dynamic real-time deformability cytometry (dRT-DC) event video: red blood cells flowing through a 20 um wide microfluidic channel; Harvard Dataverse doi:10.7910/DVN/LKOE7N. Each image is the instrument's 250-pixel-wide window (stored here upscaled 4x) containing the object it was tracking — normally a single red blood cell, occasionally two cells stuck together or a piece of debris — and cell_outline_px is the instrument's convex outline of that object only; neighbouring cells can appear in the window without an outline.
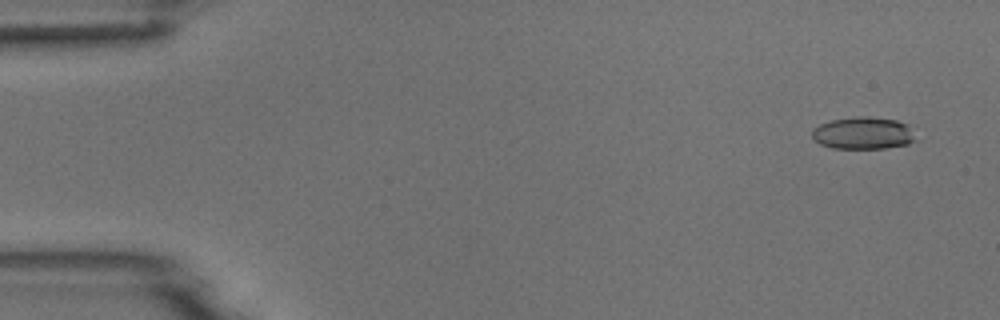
{"species": "common noctule bat (a hibernating species)", "species_latin": "Nyctalus noctula", "temperature_condition": "room temperature", "stored_images_in_passage": 53, "camera_frame_rate_fps": 3000, "um_per_image_px": 0.085, "animal": {"sex": "male", "body_mass_g": 18.8}, "frame": {"image": 1, "passage_image": 3, "time_ms": 0.667, "image_size_px": [1000, 320], "cell_outline_px": [[920, 140], [908, 144], [884, 148], [832, 148], [820, 144], [812, 136], [812, 128], [820, 124], [832, 120], [856, 116], [868, 116], [896, 120], [908, 124]], "centroid_in_image_um": [73.43, 11.31], "position_along_channel_um": 11.6, "area_um2": 19.71}}
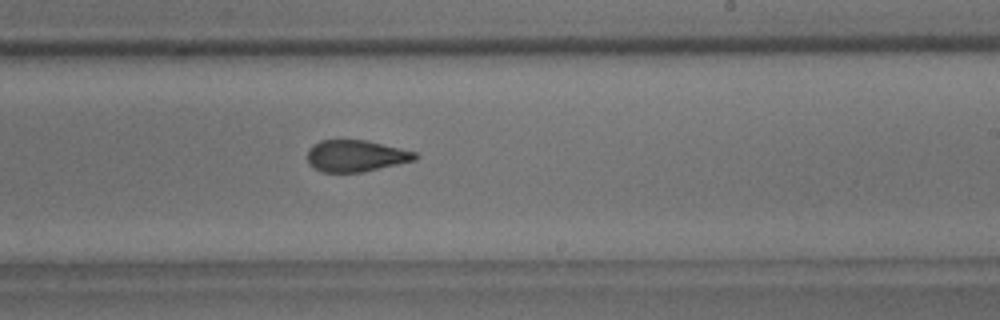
{"frame": {"image": 2, "passage_image": 32, "time_ms": 10.333, "image_size_px": [1000, 320], "cell_outline_px": [[420, 156], [416, 160], [364, 172], [320, 172], [308, 164], [308, 148], [312, 144], [320, 140], [364, 140], [400, 148], [416, 152]], "centroid_in_image_um": [30.24, 13.25], "position_along_channel_um": 258.8, "area_um2": 20.0}}
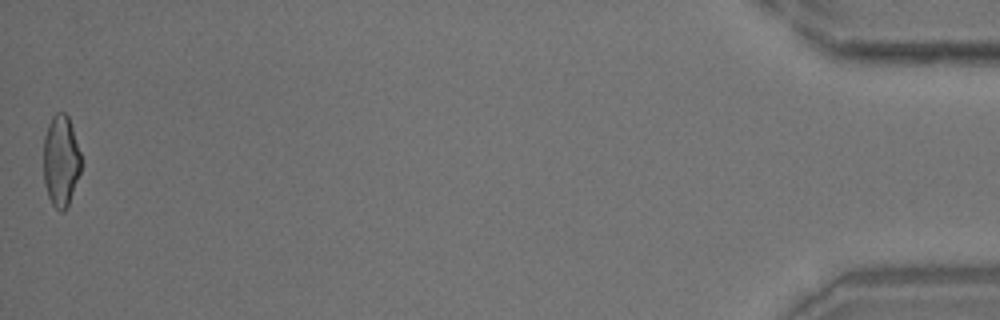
{"frame": {"image": 3, "passage_image": 53, "time_ms": 17.333, "image_size_px": [1000, 320], "cell_outline_px": [[80, 172], [68, 208], [64, 212], [60, 212], [52, 204], [48, 196], [44, 184], [44, 136], [48, 124], [52, 116], [56, 112], [64, 112], [68, 116], [80, 152]], "centroid_in_image_um": [5.17, 13.7], "position_along_channel_um": 430.0, "area_um2": 20.06}}